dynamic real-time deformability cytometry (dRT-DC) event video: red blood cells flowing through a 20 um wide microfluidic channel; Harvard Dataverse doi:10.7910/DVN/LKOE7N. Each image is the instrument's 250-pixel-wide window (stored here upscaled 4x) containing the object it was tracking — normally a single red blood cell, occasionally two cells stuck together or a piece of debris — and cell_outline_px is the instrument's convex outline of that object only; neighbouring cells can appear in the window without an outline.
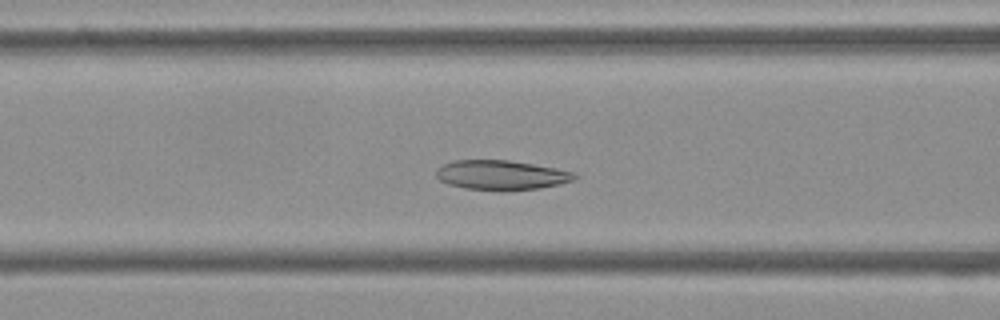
{"species": "Egyptian fruit bat (a non-hibernating species)", "species_latin": "Rousettus aegyptiacus", "temperature_condition": "cold", "stored_images_in_passage": 52, "camera_frame_rate_fps": 3000, "um_per_image_px": 0.085, "frame": {"image": 1, "passage_image": 20, "time_ms": 6.333, "image_size_px": [1000, 320], "cell_outline_px": [[580, 176], [572, 180], [560, 184], [540, 188], [504, 192], [500, 192], [464, 188], [448, 184], [440, 180], [436, 176], [436, 168], [444, 164], [456, 160], [508, 160], [556, 168], [576, 172]], "centroid_in_image_um": [42.63, 14.9], "position_along_channel_um": 124.0, "area_um2": 24.28}}
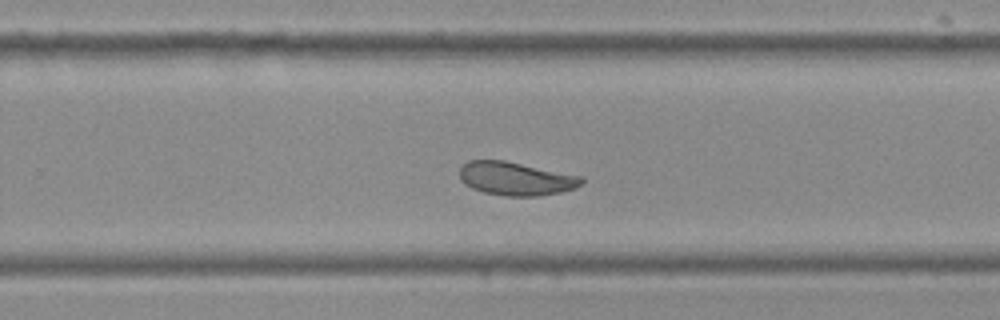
{"frame": {"image": 2, "passage_image": 33, "time_ms": 10.667, "image_size_px": [1000, 320], "cell_outline_px": [[584, 180], [576, 188], [560, 192], [536, 196], [508, 196], [484, 192], [472, 188], [464, 184], [460, 180], [460, 168], [468, 160], [504, 160], [584, 176]], "centroid_in_image_um": [43.86, 15.17], "position_along_channel_um": 285.9, "area_um2": 23.81}}
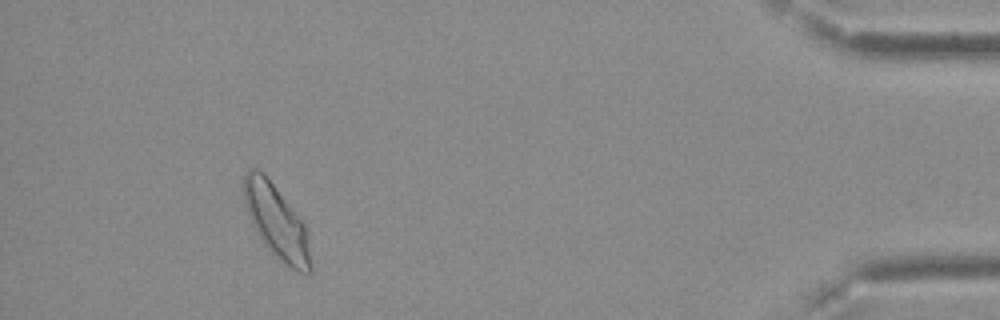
{"frame": {"image": 3, "passage_image": 48, "time_ms": 15.667, "image_size_px": [1000, 320], "cell_outline_px": [[312, 272], [300, 272], [292, 268], [264, 244], [252, 224], [248, 216], [244, 204], [240, 188], [244, 172], [248, 168], [256, 168], [264, 172], [304, 224], [312, 264]], "centroid_in_image_um": [23.42, 18.74], "position_along_channel_um": 411.8, "area_um2": 28.38}, "authors_computed_cell_mechanics": {"area_um2": 25.4609, "velocity_mm_per_s": 3.7443, "shape_relaxation_time_tau1_ms": 5.2881, "shape_relaxation_time_tau2_ms": 4.958, "deformation_change_tau1": 0.1206, "deformation_change_tau2": 0.0788}}